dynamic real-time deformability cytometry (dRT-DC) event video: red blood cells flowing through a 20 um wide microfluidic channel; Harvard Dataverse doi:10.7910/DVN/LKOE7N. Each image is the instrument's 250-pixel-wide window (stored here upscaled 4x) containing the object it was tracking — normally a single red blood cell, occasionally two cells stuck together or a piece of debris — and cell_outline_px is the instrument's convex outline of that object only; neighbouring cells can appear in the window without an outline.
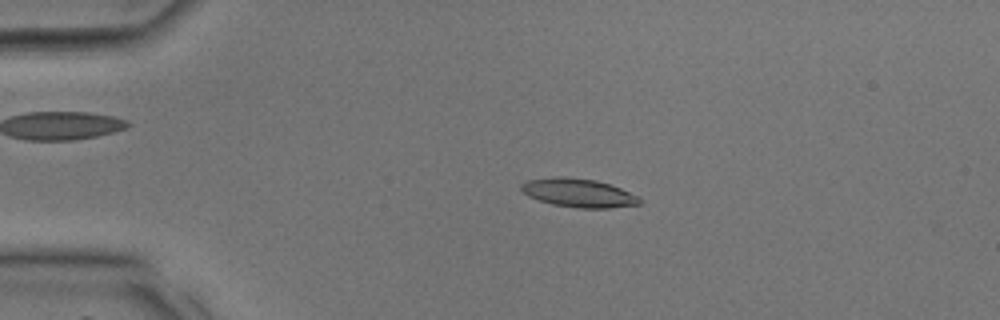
{"species": "common noctule bat (a hibernating species)", "species_latin": "Nyctalus noctula", "temperature_condition": "room temperature", "stored_images_in_passage": 37, "camera_frame_rate_fps": 3000, "um_per_image_px": 0.085, "animal": {"sex": "male", "body_mass_g": 17.9, "forearm_length_mm": 54.2}, "frame": {"image": 1, "passage_image": 9, "time_ms": 2.667, "image_size_px": [1000, 320], "cell_outline_px": [[640, 204], [608, 208], [580, 208], [552, 204], [528, 196], [520, 188], [520, 184], [528, 180], [560, 176], [564, 176], [596, 180], [620, 188], [640, 196]], "centroid_in_image_um": [49.18, 16.39], "position_along_channel_um": 35.8, "area_um2": 19.59}}
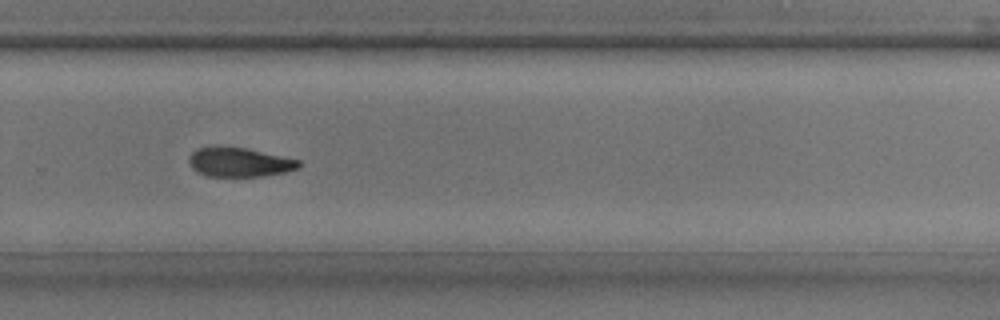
{"frame": {"image": 2, "passage_image": 26, "time_ms": 8.333, "image_size_px": [1000, 320], "cell_outline_px": [[300, 164], [296, 168], [284, 172], [264, 176], [208, 176], [196, 172], [188, 164], [188, 156], [196, 148], [212, 144], [220, 144], [244, 148], [300, 160]], "centroid_in_image_um": [20.22, 13.75], "position_along_channel_um": 309.6, "area_um2": 19.07}}
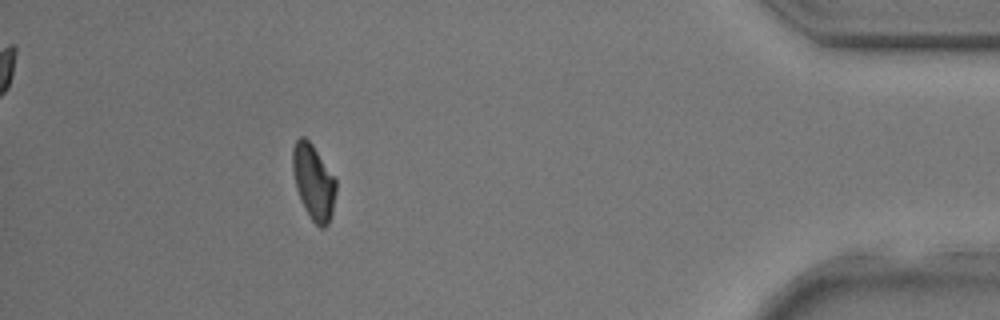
{"frame": {"image": 3, "passage_image": 34, "time_ms": 11.0, "image_size_px": [1000, 320], "cell_outline_px": [[336, 192], [332, 212], [328, 224], [324, 228], [320, 228], [312, 220], [300, 200], [296, 188], [292, 168], [292, 148], [296, 140], [300, 136], [304, 136], [312, 144], [336, 180]], "centroid_in_image_um": [26.63, 15.46], "position_along_channel_um": 408.6, "area_um2": 18.9}}